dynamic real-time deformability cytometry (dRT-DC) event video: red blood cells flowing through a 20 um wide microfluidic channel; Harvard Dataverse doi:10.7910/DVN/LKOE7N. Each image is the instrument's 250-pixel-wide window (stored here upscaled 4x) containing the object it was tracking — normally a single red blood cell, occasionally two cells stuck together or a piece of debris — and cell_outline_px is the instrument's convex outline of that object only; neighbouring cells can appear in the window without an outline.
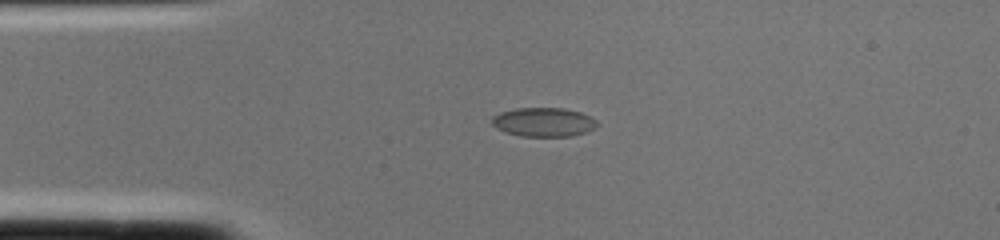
{"species": "common noctule bat (a hibernating species)", "species_latin": "Nyctalus noctula", "temperature_condition": "cold", "stored_images_in_passage": 1, "camera_frame_rate_fps": 3000, "um_per_image_px": 0.085, "animal": {"sex": "female", "body_mass_g": 22.0, "forearm_length_mm": 56.7}, "frame": {"image": 1, "passage_image": 1, "time_ms": 0.0, "image_size_px": [1000, 240], "cell_outline_px": [[600, 124], [596, 128], [572, 136], [520, 136], [504, 132], [496, 128], [492, 124], [492, 116], [500, 112], [516, 108], [564, 108], [580, 112], [596, 120]], "centroid_in_image_um": [46.19, 10.38], "position_along_channel_um": 38.8, "area_um2": 17.86}}